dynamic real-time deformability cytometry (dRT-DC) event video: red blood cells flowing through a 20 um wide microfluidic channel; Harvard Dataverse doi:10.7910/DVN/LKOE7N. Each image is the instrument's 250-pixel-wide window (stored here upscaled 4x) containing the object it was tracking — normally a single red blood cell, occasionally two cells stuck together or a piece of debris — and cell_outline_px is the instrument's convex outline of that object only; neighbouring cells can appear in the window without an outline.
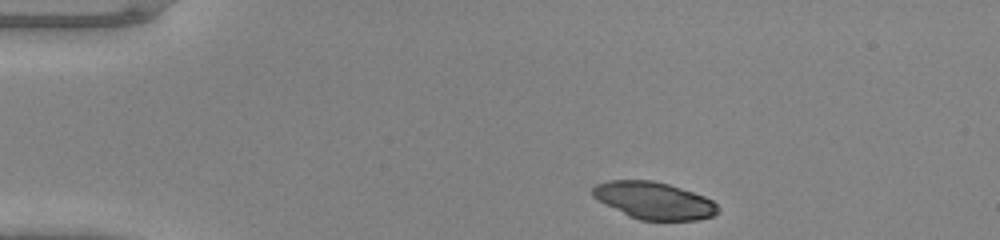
{"species": "common noctule bat (a hibernating species)", "species_latin": "Nyctalus noctula", "temperature_condition": "warm", "stored_images_in_passage": 40, "camera_frame_rate_fps": 3000, "um_per_image_px": 0.085, "animal": {"sex": "male", "body_mass_g": 20.0, "forearm_length_mm": 53.3}, "frame": {"image": 1, "passage_image": 1, "time_ms": 0.0, "image_size_px": [1000, 240], "cell_outline_px": [[720, 208], [712, 216], [696, 220], [640, 220], [628, 216], [604, 204], [592, 196], [592, 188], [596, 184], [608, 180], [652, 180], [668, 184], [704, 196], [712, 200]], "centroid_in_image_um": [55.55, 17.04], "position_along_channel_um": 29.5, "area_um2": 27.05}}